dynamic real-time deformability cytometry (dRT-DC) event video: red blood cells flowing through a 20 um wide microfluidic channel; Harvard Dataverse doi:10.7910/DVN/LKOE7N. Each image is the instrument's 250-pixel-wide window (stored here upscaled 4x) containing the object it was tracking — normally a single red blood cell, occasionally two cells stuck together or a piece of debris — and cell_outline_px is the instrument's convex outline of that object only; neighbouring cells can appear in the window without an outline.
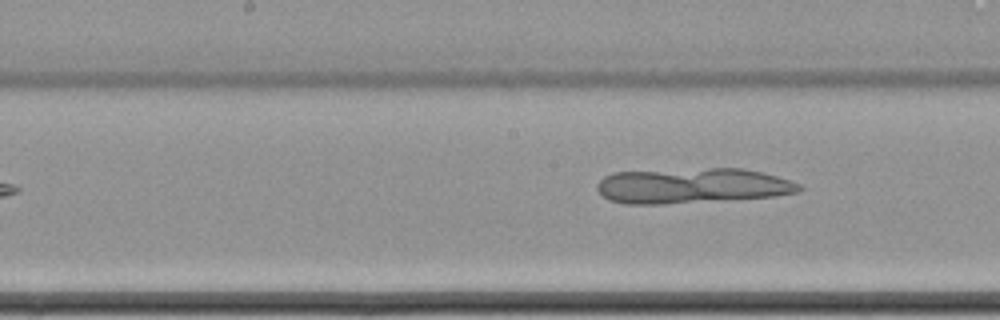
{"species": "common noctule bat (a hibernating species)", "species_latin": "Nyctalus noctula", "temperature_condition": "cold", "stored_images_in_passage": 9, "segment_of_instrument_passage": [2, 2], "camera_frame_rate_fps": 3000, "um_per_image_px": 0.085, "animal": {"sex": "female", "body_mass_g": 22.7, "forearm_length_mm": 54.2}, "frame": {"image": 1, "passage_image": 8, "time_ms": 2.333, "image_size_px": [1000, 320], "cell_outline_px": [[804, 188], [800, 192], [776, 196], [660, 204], [624, 204], [608, 200], [596, 188], [596, 184], [604, 176], [612, 172], [708, 168], [744, 168], [764, 172], [800, 184]], "centroid_in_image_um": [58.83, 15.78], "position_along_channel_um": 189.4, "area_um2": 41.67}}